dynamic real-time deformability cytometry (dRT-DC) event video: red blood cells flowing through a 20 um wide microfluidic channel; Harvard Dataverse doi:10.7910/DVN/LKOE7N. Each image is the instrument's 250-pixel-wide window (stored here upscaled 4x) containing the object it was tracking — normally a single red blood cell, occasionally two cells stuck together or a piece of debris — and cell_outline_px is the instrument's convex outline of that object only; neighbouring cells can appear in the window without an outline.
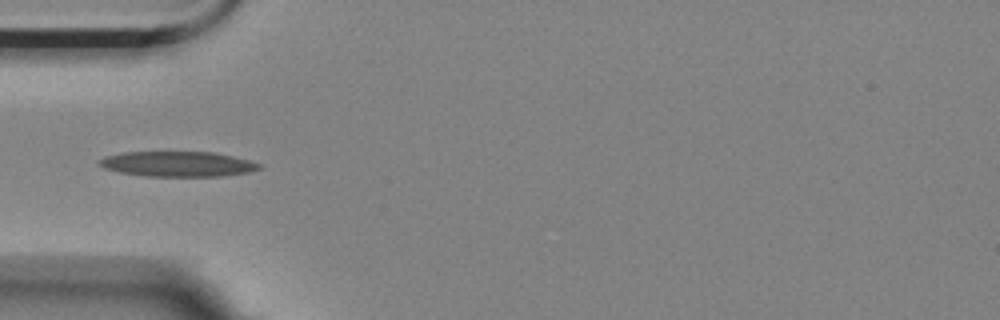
{"species": "Egyptian fruit bat (a non-hibernating species)", "species_latin": "Rousettus aegyptiacus", "temperature_condition": "room temperature", "stored_images_in_passage": 5, "camera_frame_rate_fps": 3000, "um_per_image_px": 0.085, "animal": {"sex": "female"}, "frame": {"image": 1, "passage_image": 5, "time_ms": 1.333, "image_size_px": [1000, 320], "cell_outline_px": [[264, 168], [248, 172], [224, 176], [144, 176], [120, 172], [104, 168], [96, 164], [96, 160], [104, 156], [120, 152], [212, 152], [232, 156], [248, 160], [260, 164]], "centroid_in_image_um": [15.05, 13.94], "position_along_channel_um": 70.0, "area_um2": 23.64}}